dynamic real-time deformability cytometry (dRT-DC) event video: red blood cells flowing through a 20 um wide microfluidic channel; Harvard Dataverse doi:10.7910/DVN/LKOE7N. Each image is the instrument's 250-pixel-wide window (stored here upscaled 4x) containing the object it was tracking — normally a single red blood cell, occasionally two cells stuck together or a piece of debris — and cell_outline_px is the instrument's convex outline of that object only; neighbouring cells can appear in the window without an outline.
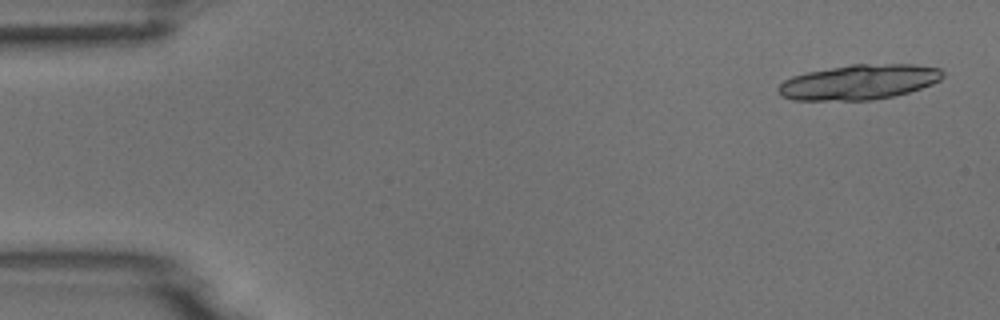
{"species": "common noctule bat (a hibernating species)", "species_latin": "Nyctalus noctula", "temperature_condition": "room temperature", "stored_images_in_passage": 10, "camera_frame_rate_fps": 3000, "um_per_image_px": 0.085, "animal": {"sex": "male", "body_mass_g": 18.8}, "frame": {"image": 1, "passage_image": 1, "time_ms": 0.0, "image_size_px": [1000, 320], "cell_outline_px": [[944, 76], [940, 80], [932, 84], [908, 92], [892, 96], [872, 100], [792, 100], [780, 96], [776, 88], [784, 80], [792, 76], [808, 72], [852, 64], [916, 64], [940, 68], [944, 72]], "centroid_in_image_um": [73.02, 6.97], "position_along_channel_um": 12.0, "area_um2": 33.64}}
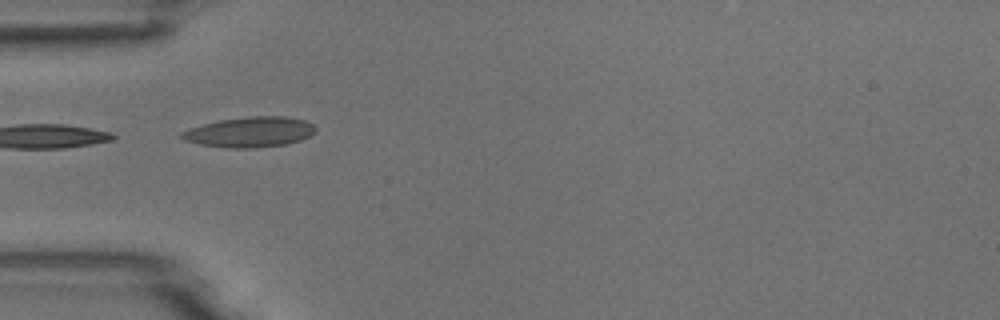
{"frame": {"image": 2, "passage_image": 5, "time_ms": 4.667, "image_size_px": [1000, 320], "cell_outline_px": [[316, 132], [300, 140], [288, 144], [256, 148], [224, 148], [200, 144], [184, 140], [180, 136], [180, 132], [188, 128], [220, 120], [248, 116], [284, 116], [304, 120], [312, 124], [316, 128]], "centroid_in_image_um": [21.23, 11.23], "position_along_channel_um": 63.8, "area_um2": 23.76}}
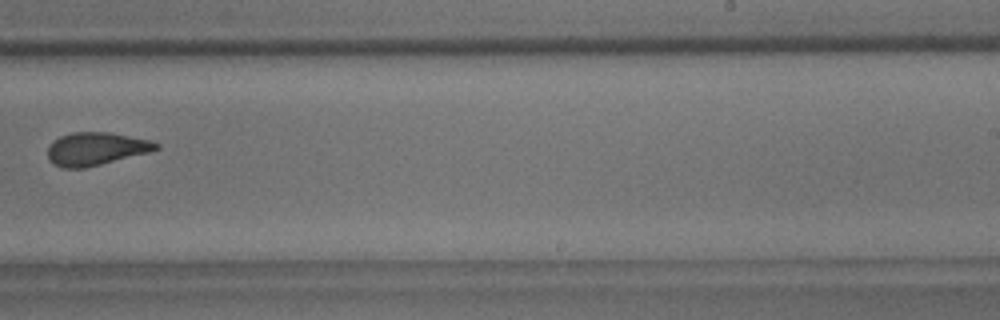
{"frame": {"image": 3, "passage_image": 10, "time_ms": 10.333, "image_size_px": [1000, 320], "cell_outline_px": [[160, 148], [148, 152], [84, 168], [64, 168], [52, 164], [48, 160], [48, 144], [60, 136], [72, 132], [108, 132], [148, 140], [160, 144]], "centroid_in_image_um": [8.09, 12.65], "position_along_channel_um": 280.9, "area_um2": 20.63}}